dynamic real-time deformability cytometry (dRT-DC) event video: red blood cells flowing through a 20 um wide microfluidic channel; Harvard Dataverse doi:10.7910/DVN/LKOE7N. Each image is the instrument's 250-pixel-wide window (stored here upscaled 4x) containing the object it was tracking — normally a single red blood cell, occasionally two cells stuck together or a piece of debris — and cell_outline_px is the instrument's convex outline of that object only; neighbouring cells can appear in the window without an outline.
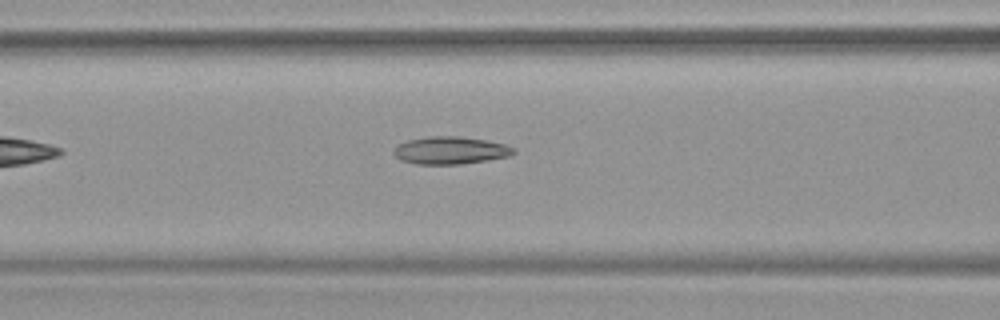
{"species": "common noctule bat (a hibernating species)", "species_latin": "Nyctalus noctula", "temperature_condition": "warm", "stored_images_in_passage": 34, "camera_frame_rate_fps": 3000, "um_per_image_px": 0.085, "animal": {"sex": "female", "body_mass_g": 19.9}, "frame": {"image": 1, "passage_image": 8, "time_ms": 2.333, "image_size_px": [1000, 320], "cell_outline_px": [[516, 152], [508, 156], [488, 160], [460, 164], [416, 164], [400, 160], [392, 152], [396, 144], [408, 140], [428, 136], [460, 136], [484, 140], [504, 144], [516, 148]], "centroid_in_image_um": [38.25, 12.78], "position_along_channel_um": 128.3, "area_um2": 19.31}}
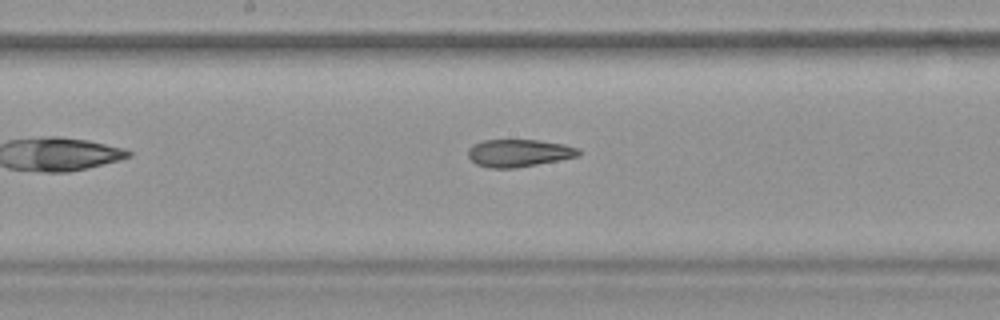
{"frame": {"image": 2, "passage_image": 14, "time_ms": 4.333, "image_size_px": [1000, 320], "cell_outline_px": [[580, 156], [516, 168], [488, 168], [476, 164], [468, 156], [468, 148], [472, 144], [484, 140], [540, 140], [564, 144], [580, 148]], "centroid_in_image_um": [44.1, 13.0], "position_along_channel_um": 204.1, "area_um2": 17.86}}
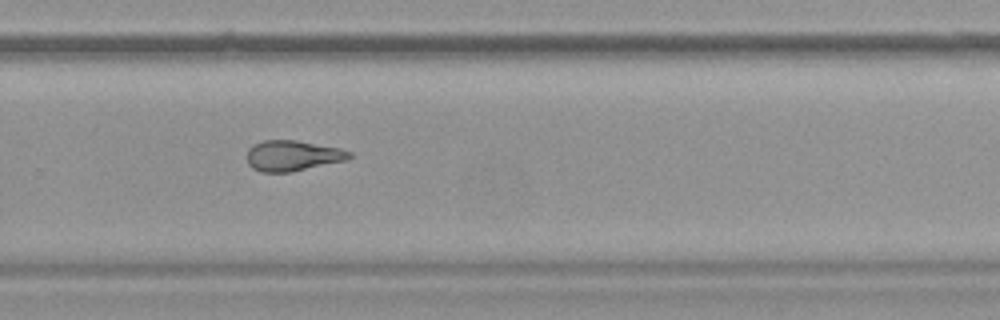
{"frame": {"image": 3, "passage_image": 22, "time_ms": 7.0, "image_size_px": [1000, 320], "cell_outline_px": [[352, 156], [348, 160], [292, 172], [260, 172], [252, 168], [248, 164], [248, 148], [252, 144], [264, 140], [296, 140], [340, 148], [352, 152]], "centroid_in_image_um": [24.88, 13.23], "position_along_channel_um": 304.9, "area_um2": 18.44}, "authors_computed_cell_mechanics": {"area_um2": 18.6694, "velocity_mm_per_s": 3.7977, "shape_relaxation_time_tau1_ms": null, "shape_relaxation_time_tau2_ms": 3.9283, "deformation_change_tau1": null, "deformation_change_tau2": 0.1269}}